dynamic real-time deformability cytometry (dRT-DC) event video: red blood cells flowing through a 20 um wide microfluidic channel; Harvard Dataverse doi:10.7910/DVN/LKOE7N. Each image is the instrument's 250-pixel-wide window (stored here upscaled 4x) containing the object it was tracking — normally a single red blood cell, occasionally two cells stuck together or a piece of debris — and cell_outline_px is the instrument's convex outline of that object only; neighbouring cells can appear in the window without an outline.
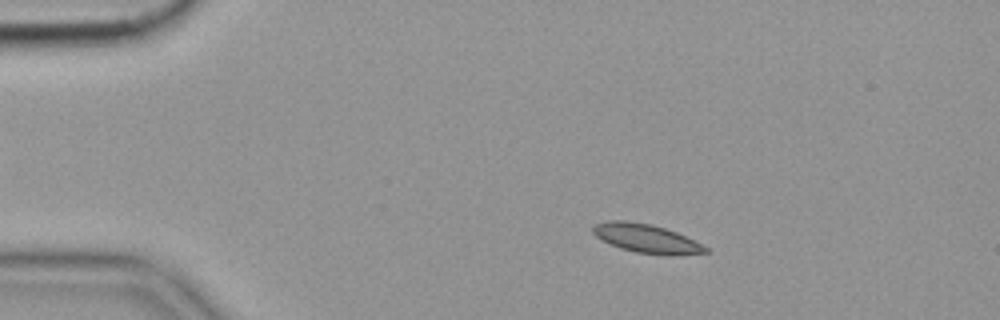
{"species": "common noctule bat (a hibernating species)", "species_latin": "Nyctalus noctula", "temperature_condition": "cold", "stored_images_in_passage": 57, "camera_frame_rate_fps": 3000, "um_per_image_px": 0.085, "animal": {"sex": "female", "body_mass_g": 19.9}, "frame": {"image": 1, "passage_image": 10, "time_ms": 3.0, "image_size_px": [1000, 320], "cell_outline_px": [[712, 252], [680, 256], [664, 256], [636, 252], [620, 248], [596, 236], [592, 232], [592, 228], [596, 224], [608, 220], [624, 220], [652, 224], [676, 232], [708, 248]], "centroid_in_image_um": [54.99, 20.29], "position_along_channel_um": 30.0, "area_um2": 18.96}}
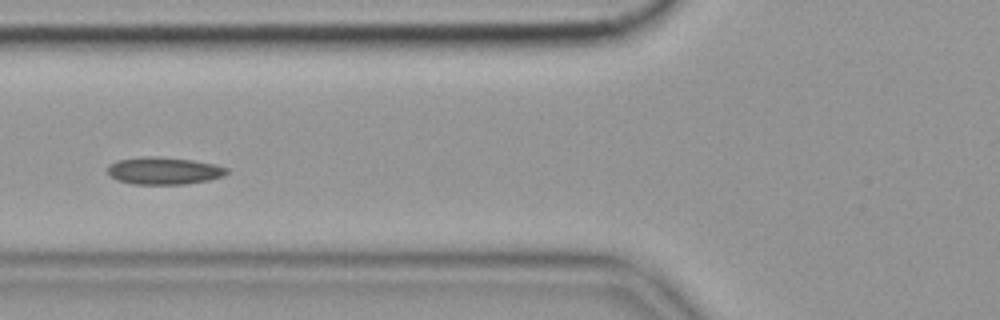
{"frame": {"image": 2, "passage_image": 22, "time_ms": 7.0, "image_size_px": [1000, 320], "cell_outline_px": [[228, 172], [224, 176], [208, 180], [184, 184], [132, 184], [116, 180], [108, 172], [108, 164], [116, 160], [144, 156], [156, 156], [192, 160], [216, 164], [228, 168]], "centroid_in_image_um": [13.92, 14.51], "position_along_channel_um": 111.9, "area_um2": 19.07}}
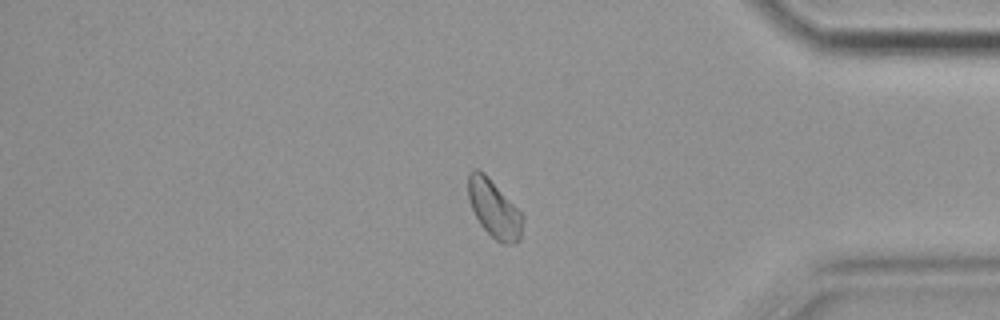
{"frame": {"image": 3, "passage_image": 48, "time_ms": 15.667, "image_size_px": [1000, 320], "cell_outline_px": [[524, 220], [520, 240], [512, 244], [504, 244], [496, 240], [480, 224], [472, 208], [468, 196], [468, 172], [472, 168], [476, 168], [484, 172], [524, 216]], "centroid_in_image_um": [42.0, 17.74], "position_along_channel_um": 393.2, "area_um2": 18.21}, "authors_computed_cell_mechanics": {"area_um2": 18.3804, "velocity_mm_per_s": 3.5115, "shape_relaxation_time_tau1_ms": 5.9912, "shape_relaxation_time_tau2_ms": null, "deformation_change_tau1": 0.0758, "deformation_change_tau2": null}}